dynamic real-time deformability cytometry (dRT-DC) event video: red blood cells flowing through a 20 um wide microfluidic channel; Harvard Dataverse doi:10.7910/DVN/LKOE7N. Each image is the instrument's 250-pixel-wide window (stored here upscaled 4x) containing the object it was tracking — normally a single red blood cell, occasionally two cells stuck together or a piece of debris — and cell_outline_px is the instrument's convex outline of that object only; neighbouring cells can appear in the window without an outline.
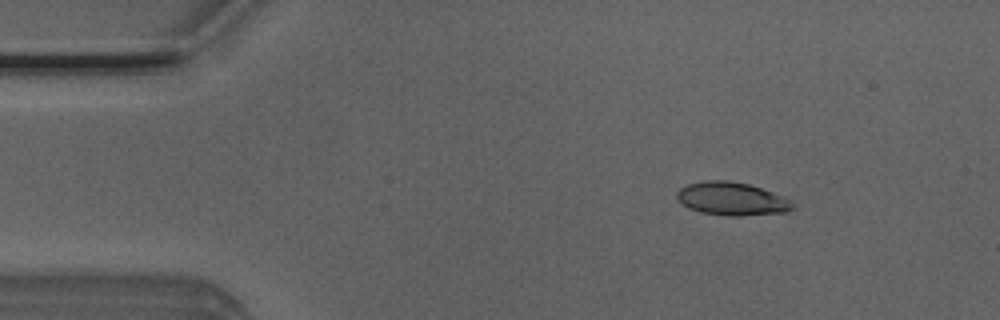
{"species": "Egyptian fruit bat (a non-hibernating species)", "species_latin": "Rousettus aegyptiacus", "temperature_condition": "room temperature", "stored_images_in_passage": 51, "camera_frame_rate_fps": 3000, "um_per_image_px": 0.085, "animal": {"sex": "male"}, "frame": {"image": 1, "passage_image": 7, "time_ms": 2.0, "image_size_px": [1000, 320], "cell_outline_px": [[792, 208], [788, 212], [740, 216], [728, 216], [700, 212], [688, 208], [676, 200], [676, 192], [680, 188], [688, 184], [704, 180], [728, 180], [748, 184], [784, 196], [792, 200]], "centroid_in_image_um": [62.17, 16.9], "position_along_channel_um": 22.8, "area_um2": 22.54}}
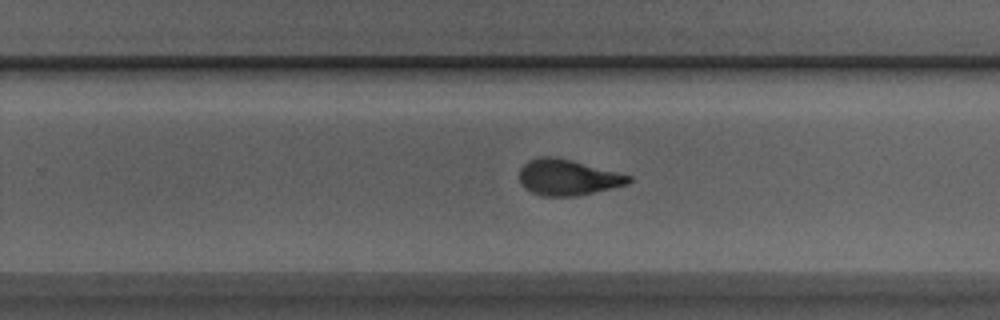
{"frame": {"image": 2, "passage_image": 32, "time_ms": 10.333, "image_size_px": [1000, 320], "cell_outline_px": [[632, 180], [628, 184], [580, 196], [540, 196], [524, 188], [520, 180], [520, 168], [528, 160], [540, 156], [556, 156], [572, 160], [632, 176]], "centroid_in_image_um": [48.25, 15.08], "position_along_channel_um": 281.6, "area_um2": 23.0}}
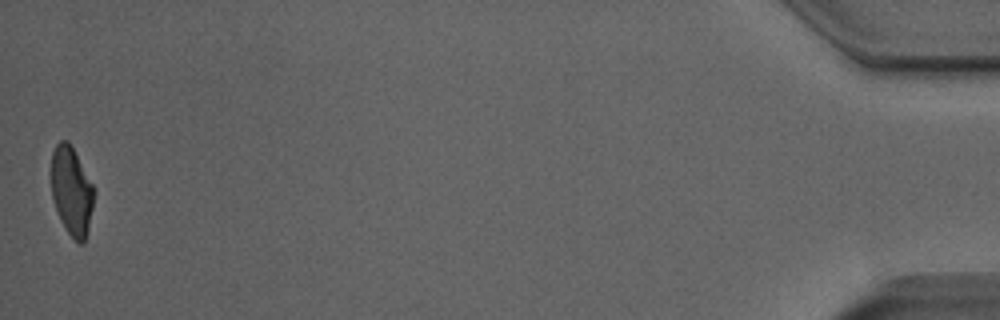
{"frame": {"image": 3, "passage_image": 51, "time_ms": 16.667, "image_size_px": [1000, 320], "cell_outline_px": [[96, 192], [88, 232], [84, 244], [80, 244], [68, 232], [60, 220], [52, 200], [52, 152], [56, 144], [60, 140], [68, 140], [92, 184]], "centroid_in_image_um": [6.1, 16.27], "position_along_channel_um": 429.1, "area_um2": 22.02}, "authors_computed_cell_mechanics": {"area_um2": 23.0044, "velocity_mm_per_s": 3.942, "shape_relaxation_time_tau1_ms": 3.5426, "shape_relaxation_time_tau2_ms": 1.3013, "deformation_change_tau1": 0.1599, "deformation_change_tau2": 0.0746}}